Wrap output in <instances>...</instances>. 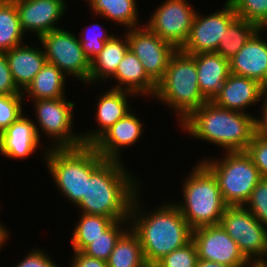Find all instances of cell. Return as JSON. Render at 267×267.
Here are the masks:
<instances>
[{
    "label": "cell",
    "instance_id": "47",
    "mask_svg": "<svg viewBox=\"0 0 267 267\" xmlns=\"http://www.w3.org/2000/svg\"><path fill=\"white\" fill-rule=\"evenodd\" d=\"M252 267H263V266H261V265H253Z\"/></svg>",
    "mask_w": 267,
    "mask_h": 267
},
{
    "label": "cell",
    "instance_id": "42",
    "mask_svg": "<svg viewBox=\"0 0 267 267\" xmlns=\"http://www.w3.org/2000/svg\"><path fill=\"white\" fill-rule=\"evenodd\" d=\"M262 117L259 118V131H261L267 137V109H261Z\"/></svg>",
    "mask_w": 267,
    "mask_h": 267
},
{
    "label": "cell",
    "instance_id": "15",
    "mask_svg": "<svg viewBox=\"0 0 267 267\" xmlns=\"http://www.w3.org/2000/svg\"><path fill=\"white\" fill-rule=\"evenodd\" d=\"M18 11L23 32L33 33L36 39L52 30L59 29L60 20L66 13L65 0H12ZM59 24V25H57Z\"/></svg>",
    "mask_w": 267,
    "mask_h": 267
},
{
    "label": "cell",
    "instance_id": "28",
    "mask_svg": "<svg viewBox=\"0 0 267 267\" xmlns=\"http://www.w3.org/2000/svg\"><path fill=\"white\" fill-rule=\"evenodd\" d=\"M79 215V222L76 223L71 235V245L76 251H83L92 240L102 236L116 222L103 215Z\"/></svg>",
    "mask_w": 267,
    "mask_h": 267
},
{
    "label": "cell",
    "instance_id": "17",
    "mask_svg": "<svg viewBox=\"0 0 267 267\" xmlns=\"http://www.w3.org/2000/svg\"><path fill=\"white\" fill-rule=\"evenodd\" d=\"M135 94L120 89H109L104 93L99 94L96 103V123L97 127L94 129H88L85 133H82V140L84 145H92L108 128L114 125L118 120L123 118L132 109L129 106L131 98ZM130 99V100H129Z\"/></svg>",
    "mask_w": 267,
    "mask_h": 267
},
{
    "label": "cell",
    "instance_id": "31",
    "mask_svg": "<svg viewBox=\"0 0 267 267\" xmlns=\"http://www.w3.org/2000/svg\"><path fill=\"white\" fill-rule=\"evenodd\" d=\"M129 227V220L116 221L102 236L92 240V243L82 252L90 257L107 262L117 240Z\"/></svg>",
    "mask_w": 267,
    "mask_h": 267
},
{
    "label": "cell",
    "instance_id": "27",
    "mask_svg": "<svg viewBox=\"0 0 267 267\" xmlns=\"http://www.w3.org/2000/svg\"><path fill=\"white\" fill-rule=\"evenodd\" d=\"M140 240L129 227L117 240L109 259L108 267H145Z\"/></svg>",
    "mask_w": 267,
    "mask_h": 267
},
{
    "label": "cell",
    "instance_id": "12",
    "mask_svg": "<svg viewBox=\"0 0 267 267\" xmlns=\"http://www.w3.org/2000/svg\"><path fill=\"white\" fill-rule=\"evenodd\" d=\"M222 9L205 16L196 12L187 41L180 49L187 54L216 52L223 34L237 18L233 5L225 0Z\"/></svg>",
    "mask_w": 267,
    "mask_h": 267
},
{
    "label": "cell",
    "instance_id": "39",
    "mask_svg": "<svg viewBox=\"0 0 267 267\" xmlns=\"http://www.w3.org/2000/svg\"><path fill=\"white\" fill-rule=\"evenodd\" d=\"M51 255L41 248H34L15 267H59Z\"/></svg>",
    "mask_w": 267,
    "mask_h": 267
},
{
    "label": "cell",
    "instance_id": "45",
    "mask_svg": "<svg viewBox=\"0 0 267 267\" xmlns=\"http://www.w3.org/2000/svg\"><path fill=\"white\" fill-rule=\"evenodd\" d=\"M259 265H261L263 267H267V252L265 254V259Z\"/></svg>",
    "mask_w": 267,
    "mask_h": 267
},
{
    "label": "cell",
    "instance_id": "43",
    "mask_svg": "<svg viewBox=\"0 0 267 267\" xmlns=\"http://www.w3.org/2000/svg\"><path fill=\"white\" fill-rule=\"evenodd\" d=\"M196 267H230L221 263L198 259Z\"/></svg>",
    "mask_w": 267,
    "mask_h": 267
},
{
    "label": "cell",
    "instance_id": "37",
    "mask_svg": "<svg viewBox=\"0 0 267 267\" xmlns=\"http://www.w3.org/2000/svg\"><path fill=\"white\" fill-rule=\"evenodd\" d=\"M246 152L263 178H267V137L258 131L250 142Z\"/></svg>",
    "mask_w": 267,
    "mask_h": 267
},
{
    "label": "cell",
    "instance_id": "10",
    "mask_svg": "<svg viewBox=\"0 0 267 267\" xmlns=\"http://www.w3.org/2000/svg\"><path fill=\"white\" fill-rule=\"evenodd\" d=\"M37 41L42 45L48 63L56 65L67 77L71 76L87 85L90 60L77 35L61 27L43 34Z\"/></svg>",
    "mask_w": 267,
    "mask_h": 267
},
{
    "label": "cell",
    "instance_id": "23",
    "mask_svg": "<svg viewBox=\"0 0 267 267\" xmlns=\"http://www.w3.org/2000/svg\"><path fill=\"white\" fill-rule=\"evenodd\" d=\"M116 81L112 89L129 91L136 96L153 98L157 84L147 75L141 61L129 49L119 63L115 74L109 79Z\"/></svg>",
    "mask_w": 267,
    "mask_h": 267
},
{
    "label": "cell",
    "instance_id": "25",
    "mask_svg": "<svg viewBox=\"0 0 267 267\" xmlns=\"http://www.w3.org/2000/svg\"><path fill=\"white\" fill-rule=\"evenodd\" d=\"M66 75L54 64L46 62L43 68L35 75L33 81L22 92L30 99H58L66 96Z\"/></svg>",
    "mask_w": 267,
    "mask_h": 267
},
{
    "label": "cell",
    "instance_id": "24",
    "mask_svg": "<svg viewBox=\"0 0 267 267\" xmlns=\"http://www.w3.org/2000/svg\"><path fill=\"white\" fill-rule=\"evenodd\" d=\"M124 34L122 37L113 35L104 44L100 53L90 61V77L87 83L88 85L90 84L92 86V83L98 84L99 81L100 83H106L115 74L119 63L129 50V40L127 34Z\"/></svg>",
    "mask_w": 267,
    "mask_h": 267
},
{
    "label": "cell",
    "instance_id": "19",
    "mask_svg": "<svg viewBox=\"0 0 267 267\" xmlns=\"http://www.w3.org/2000/svg\"><path fill=\"white\" fill-rule=\"evenodd\" d=\"M262 93L263 85L258 81L230 73L212 102L224 109L251 114L248 107L261 103Z\"/></svg>",
    "mask_w": 267,
    "mask_h": 267
},
{
    "label": "cell",
    "instance_id": "13",
    "mask_svg": "<svg viewBox=\"0 0 267 267\" xmlns=\"http://www.w3.org/2000/svg\"><path fill=\"white\" fill-rule=\"evenodd\" d=\"M127 29L129 49L141 61L147 75L157 84L166 72L176 48L154 34L145 24ZM144 25V26H143Z\"/></svg>",
    "mask_w": 267,
    "mask_h": 267
},
{
    "label": "cell",
    "instance_id": "3",
    "mask_svg": "<svg viewBox=\"0 0 267 267\" xmlns=\"http://www.w3.org/2000/svg\"><path fill=\"white\" fill-rule=\"evenodd\" d=\"M259 118L224 109L207 101L179 126L190 137L219 146L223 152L246 151L253 136L259 131Z\"/></svg>",
    "mask_w": 267,
    "mask_h": 267
},
{
    "label": "cell",
    "instance_id": "14",
    "mask_svg": "<svg viewBox=\"0 0 267 267\" xmlns=\"http://www.w3.org/2000/svg\"><path fill=\"white\" fill-rule=\"evenodd\" d=\"M192 241L196 245L198 259L217 262L230 267L253 266L220 224L192 230Z\"/></svg>",
    "mask_w": 267,
    "mask_h": 267
},
{
    "label": "cell",
    "instance_id": "32",
    "mask_svg": "<svg viewBox=\"0 0 267 267\" xmlns=\"http://www.w3.org/2000/svg\"><path fill=\"white\" fill-rule=\"evenodd\" d=\"M83 29L78 34L79 35L78 38L85 55L91 61L95 56H97L100 53V51L104 47V44L114 34L113 32L109 33L108 30L106 28H103V25L99 23L89 24L87 25V27H84ZM104 30H106L107 32Z\"/></svg>",
    "mask_w": 267,
    "mask_h": 267
},
{
    "label": "cell",
    "instance_id": "44",
    "mask_svg": "<svg viewBox=\"0 0 267 267\" xmlns=\"http://www.w3.org/2000/svg\"><path fill=\"white\" fill-rule=\"evenodd\" d=\"M261 109H267V82L263 85Z\"/></svg>",
    "mask_w": 267,
    "mask_h": 267
},
{
    "label": "cell",
    "instance_id": "46",
    "mask_svg": "<svg viewBox=\"0 0 267 267\" xmlns=\"http://www.w3.org/2000/svg\"><path fill=\"white\" fill-rule=\"evenodd\" d=\"M145 267H156L155 265H146Z\"/></svg>",
    "mask_w": 267,
    "mask_h": 267
},
{
    "label": "cell",
    "instance_id": "16",
    "mask_svg": "<svg viewBox=\"0 0 267 267\" xmlns=\"http://www.w3.org/2000/svg\"><path fill=\"white\" fill-rule=\"evenodd\" d=\"M136 115L131 110L92 144L104 159L122 161L123 148L133 146L141 139L143 122Z\"/></svg>",
    "mask_w": 267,
    "mask_h": 267
},
{
    "label": "cell",
    "instance_id": "2",
    "mask_svg": "<svg viewBox=\"0 0 267 267\" xmlns=\"http://www.w3.org/2000/svg\"><path fill=\"white\" fill-rule=\"evenodd\" d=\"M122 163L105 159L91 173L86 196L74 206L79 213L103 215L114 221L129 220L133 199L142 190L141 180Z\"/></svg>",
    "mask_w": 267,
    "mask_h": 267
},
{
    "label": "cell",
    "instance_id": "4",
    "mask_svg": "<svg viewBox=\"0 0 267 267\" xmlns=\"http://www.w3.org/2000/svg\"><path fill=\"white\" fill-rule=\"evenodd\" d=\"M44 149L42 156L56 189L75 206L86 196L87 179L105 159L92 145Z\"/></svg>",
    "mask_w": 267,
    "mask_h": 267
},
{
    "label": "cell",
    "instance_id": "18",
    "mask_svg": "<svg viewBox=\"0 0 267 267\" xmlns=\"http://www.w3.org/2000/svg\"><path fill=\"white\" fill-rule=\"evenodd\" d=\"M264 30L267 28H259L229 61L231 74L248 77L262 85L267 82V42L261 36Z\"/></svg>",
    "mask_w": 267,
    "mask_h": 267
},
{
    "label": "cell",
    "instance_id": "26",
    "mask_svg": "<svg viewBox=\"0 0 267 267\" xmlns=\"http://www.w3.org/2000/svg\"><path fill=\"white\" fill-rule=\"evenodd\" d=\"M85 1V0H84ZM94 16H100L126 29L142 26L138 17L139 9L136 0H86Z\"/></svg>",
    "mask_w": 267,
    "mask_h": 267
},
{
    "label": "cell",
    "instance_id": "22",
    "mask_svg": "<svg viewBox=\"0 0 267 267\" xmlns=\"http://www.w3.org/2000/svg\"><path fill=\"white\" fill-rule=\"evenodd\" d=\"M196 64L202 96L212 101L230 74L229 60L216 52L190 54Z\"/></svg>",
    "mask_w": 267,
    "mask_h": 267
},
{
    "label": "cell",
    "instance_id": "1",
    "mask_svg": "<svg viewBox=\"0 0 267 267\" xmlns=\"http://www.w3.org/2000/svg\"><path fill=\"white\" fill-rule=\"evenodd\" d=\"M140 194L141 190L131 205L130 228L140 240L146 264L155 265L165 255L189 243L192 229L171 201L163 202L149 212L144 210Z\"/></svg>",
    "mask_w": 267,
    "mask_h": 267
},
{
    "label": "cell",
    "instance_id": "11",
    "mask_svg": "<svg viewBox=\"0 0 267 267\" xmlns=\"http://www.w3.org/2000/svg\"><path fill=\"white\" fill-rule=\"evenodd\" d=\"M188 0H165L145 25L162 40L176 49H181L187 41L197 10Z\"/></svg>",
    "mask_w": 267,
    "mask_h": 267
},
{
    "label": "cell",
    "instance_id": "33",
    "mask_svg": "<svg viewBox=\"0 0 267 267\" xmlns=\"http://www.w3.org/2000/svg\"><path fill=\"white\" fill-rule=\"evenodd\" d=\"M237 17L267 28V0H228Z\"/></svg>",
    "mask_w": 267,
    "mask_h": 267
},
{
    "label": "cell",
    "instance_id": "21",
    "mask_svg": "<svg viewBox=\"0 0 267 267\" xmlns=\"http://www.w3.org/2000/svg\"><path fill=\"white\" fill-rule=\"evenodd\" d=\"M34 46L24 43L5 52L13 80L22 92L47 62L43 47Z\"/></svg>",
    "mask_w": 267,
    "mask_h": 267
},
{
    "label": "cell",
    "instance_id": "20",
    "mask_svg": "<svg viewBox=\"0 0 267 267\" xmlns=\"http://www.w3.org/2000/svg\"><path fill=\"white\" fill-rule=\"evenodd\" d=\"M25 116H20L0 133V153L6 158L26 159L41 149L42 141L38 138L35 123Z\"/></svg>",
    "mask_w": 267,
    "mask_h": 267
},
{
    "label": "cell",
    "instance_id": "36",
    "mask_svg": "<svg viewBox=\"0 0 267 267\" xmlns=\"http://www.w3.org/2000/svg\"><path fill=\"white\" fill-rule=\"evenodd\" d=\"M244 206L267 227V178L260 179Z\"/></svg>",
    "mask_w": 267,
    "mask_h": 267
},
{
    "label": "cell",
    "instance_id": "7",
    "mask_svg": "<svg viewBox=\"0 0 267 267\" xmlns=\"http://www.w3.org/2000/svg\"><path fill=\"white\" fill-rule=\"evenodd\" d=\"M206 158L201 162L215 176L224 202L228 206H244L262 178L251 156L246 151H235L223 152L220 159Z\"/></svg>",
    "mask_w": 267,
    "mask_h": 267
},
{
    "label": "cell",
    "instance_id": "41",
    "mask_svg": "<svg viewBox=\"0 0 267 267\" xmlns=\"http://www.w3.org/2000/svg\"><path fill=\"white\" fill-rule=\"evenodd\" d=\"M9 229L8 227H5L2 222H0V251L5 246L6 242H8V238L10 239V234H9Z\"/></svg>",
    "mask_w": 267,
    "mask_h": 267
},
{
    "label": "cell",
    "instance_id": "30",
    "mask_svg": "<svg viewBox=\"0 0 267 267\" xmlns=\"http://www.w3.org/2000/svg\"><path fill=\"white\" fill-rule=\"evenodd\" d=\"M258 29L256 24L237 17L223 34L216 53L230 61Z\"/></svg>",
    "mask_w": 267,
    "mask_h": 267
},
{
    "label": "cell",
    "instance_id": "34",
    "mask_svg": "<svg viewBox=\"0 0 267 267\" xmlns=\"http://www.w3.org/2000/svg\"><path fill=\"white\" fill-rule=\"evenodd\" d=\"M198 261L197 248L191 240L184 247L176 249L160 259L156 267H196Z\"/></svg>",
    "mask_w": 267,
    "mask_h": 267
},
{
    "label": "cell",
    "instance_id": "40",
    "mask_svg": "<svg viewBox=\"0 0 267 267\" xmlns=\"http://www.w3.org/2000/svg\"><path fill=\"white\" fill-rule=\"evenodd\" d=\"M72 253L74 256L72 255L70 259L72 261L69 263V267H108L106 261L90 257L82 251L74 250Z\"/></svg>",
    "mask_w": 267,
    "mask_h": 267
},
{
    "label": "cell",
    "instance_id": "29",
    "mask_svg": "<svg viewBox=\"0 0 267 267\" xmlns=\"http://www.w3.org/2000/svg\"><path fill=\"white\" fill-rule=\"evenodd\" d=\"M26 34L23 32L17 8L12 0L0 2V52L24 44Z\"/></svg>",
    "mask_w": 267,
    "mask_h": 267
},
{
    "label": "cell",
    "instance_id": "38",
    "mask_svg": "<svg viewBox=\"0 0 267 267\" xmlns=\"http://www.w3.org/2000/svg\"><path fill=\"white\" fill-rule=\"evenodd\" d=\"M0 95H23L13 80L5 52H0Z\"/></svg>",
    "mask_w": 267,
    "mask_h": 267
},
{
    "label": "cell",
    "instance_id": "5",
    "mask_svg": "<svg viewBox=\"0 0 267 267\" xmlns=\"http://www.w3.org/2000/svg\"><path fill=\"white\" fill-rule=\"evenodd\" d=\"M186 176L181 189L183 200L172 203L192 230L218 225L228 205L224 202L215 176L200 160Z\"/></svg>",
    "mask_w": 267,
    "mask_h": 267
},
{
    "label": "cell",
    "instance_id": "6",
    "mask_svg": "<svg viewBox=\"0 0 267 267\" xmlns=\"http://www.w3.org/2000/svg\"><path fill=\"white\" fill-rule=\"evenodd\" d=\"M153 98L175 112L177 124L207 102L199 88L195 60L190 54L176 50L164 77L157 83Z\"/></svg>",
    "mask_w": 267,
    "mask_h": 267
},
{
    "label": "cell",
    "instance_id": "9",
    "mask_svg": "<svg viewBox=\"0 0 267 267\" xmlns=\"http://www.w3.org/2000/svg\"><path fill=\"white\" fill-rule=\"evenodd\" d=\"M219 224L252 265H259L265 259L267 227L245 206H227Z\"/></svg>",
    "mask_w": 267,
    "mask_h": 267
},
{
    "label": "cell",
    "instance_id": "35",
    "mask_svg": "<svg viewBox=\"0 0 267 267\" xmlns=\"http://www.w3.org/2000/svg\"><path fill=\"white\" fill-rule=\"evenodd\" d=\"M23 95H0V133L24 113Z\"/></svg>",
    "mask_w": 267,
    "mask_h": 267
},
{
    "label": "cell",
    "instance_id": "8",
    "mask_svg": "<svg viewBox=\"0 0 267 267\" xmlns=\"http://www.w3.org/2000/svg\"><path fill=\"white\" fill-rule=\"evenodd\" d=\"M66 97L32 101L36 113L34 116L38 122L34 123L39 140L41 141V132L48 136V142L52 140L50 145H45L47 149L76 148L84 145L81 133L73 130L75 103L67 101Z\"/></svg>",
    "mask_w": 267,
    "mask_h": 267
}]
</instances>
